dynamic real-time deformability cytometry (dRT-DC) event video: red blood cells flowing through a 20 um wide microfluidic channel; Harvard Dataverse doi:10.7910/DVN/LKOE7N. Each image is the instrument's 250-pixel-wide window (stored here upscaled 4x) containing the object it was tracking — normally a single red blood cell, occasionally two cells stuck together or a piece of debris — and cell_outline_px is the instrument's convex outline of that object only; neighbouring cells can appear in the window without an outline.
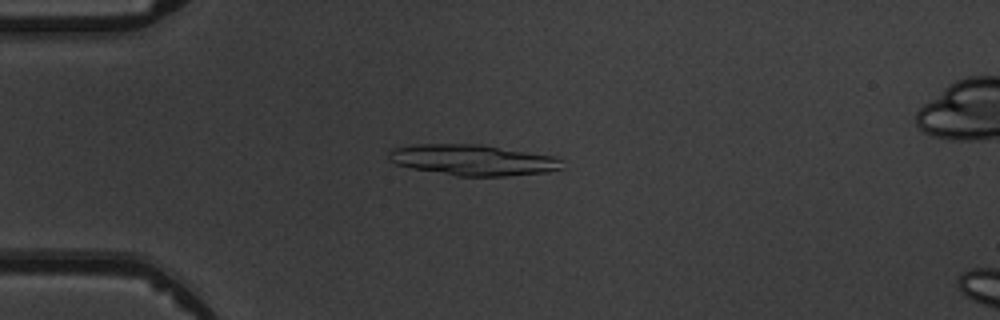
{"species": "common noctule bat (a hibernating species)", "species_latin": "Nyctalus noctula", "temperature_condition": "warm", "stored_images_in_passage": 6, "camera_frame_rate_fps": 3000, "um_per_image_px": 0.085, "animal": {"sex": "male", "body_mass_g": 19.5, "forearm_length_mm": 54.6}, "frame": {"image": 1, "passage_image": 4, "time_ms": 3.667, "image_size_px": [1000, 320], "cell_outline_px": [[564, 168], [548, 172], [504, 176], [456, 176], [412, 168], [396, 164], [388, 160], [388, 152], [392, 148], [416, 144], [480, 144], [552, 156], [560, 160]], "centroid_in_image_um": [40.15, 13.6], "position_along_channel_um": 44.9, "area_um2": 31.1}}